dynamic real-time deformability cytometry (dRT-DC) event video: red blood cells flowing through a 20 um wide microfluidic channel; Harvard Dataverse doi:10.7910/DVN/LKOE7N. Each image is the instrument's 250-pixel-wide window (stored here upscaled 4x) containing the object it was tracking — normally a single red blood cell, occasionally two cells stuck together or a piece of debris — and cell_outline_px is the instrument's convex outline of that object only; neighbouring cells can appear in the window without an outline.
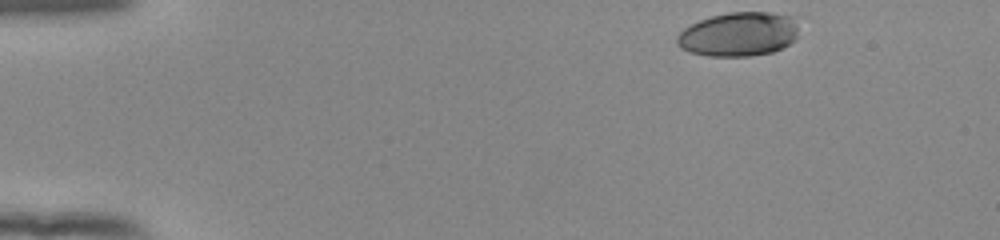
{"species": "human", "species_latin": "Homo sapiens", "temperature_condition": "room temperature", "stored_images_in_passage": 47, "camera_frame_rate_fps": 3000, "um_per_image_px": 0.085, "donor": {"sex": "female"}, "frame": {"image": 1, "passage_image": 1, "time_ms": 0.0, "image_size_px": [1000, 240], "cell_outline_px": [[800, 16], [796, 40], [772, 52], [748, 56], [708, 56], [688, 52], [680, 48], [676, 44], [676, 36], [684, 28], [700, 20], [712, 16], [728, 12], [772, 12]], "centroid_in_image_um": [62.84, 2.89], "position_along_channel_um": 22.2, "area_um2": 31.91}}
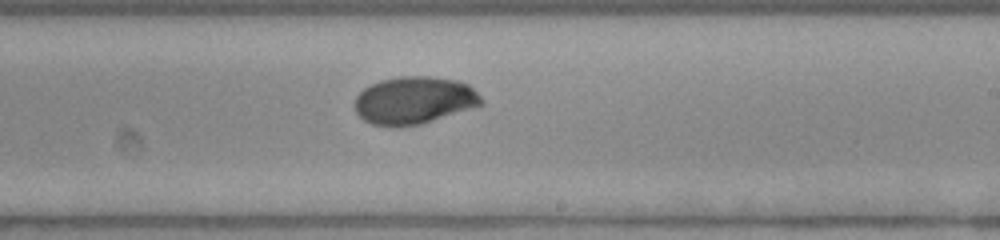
{"frame": {"image": 2, "passage_image": 27, "time_ms": 8.667, "image_size_px": [1000, 240], "cell_outline_px": [[484, 104], [420, 124], [400, 128], [392, 128], [372, 124], [364, 120], [356, 112], [356, 96], [364, 88], [380, 80], [400, 76], [432, 76], [456, 80], [468, 84], [484, 100]], "centroid_in_image_um": [35.19, 8.54], "position_along_channel_um": 253.8, "area_um2": 35.14}}
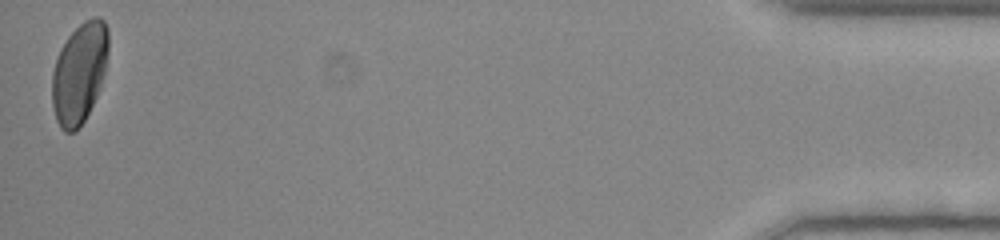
{"frame": {"image": 3, "passage_image": 47, "time_ms": 15.333, "image_size_px": [1000, 240], "cell_outline_px": [[108, 52], [104, 72], [100, 88], [84, 120], [72, 132], [64, 132], [60, 128], [56, 120], [52, 104], [52, 72], [60, 48], [68, 36], [84, 20], [92, 16], [100, 16], [104, 20], [108, 28]], "centroid_in_image_um": [6.74, 6.16], "position_along_channel_um": 428.5, "area_um2": 32.95}, "authors_computed_cell_mechanics": {"area_um2": 34.68, "velocity_mm_per_s": 3.8783, "shape_relaxation_time_tau1_ms": 4.9107, "shape_relaxation_time_tau2_ms": 0.8681, "deformation_change_tau1": 0.1691, "deformation_change_tau2": 0.0249}}